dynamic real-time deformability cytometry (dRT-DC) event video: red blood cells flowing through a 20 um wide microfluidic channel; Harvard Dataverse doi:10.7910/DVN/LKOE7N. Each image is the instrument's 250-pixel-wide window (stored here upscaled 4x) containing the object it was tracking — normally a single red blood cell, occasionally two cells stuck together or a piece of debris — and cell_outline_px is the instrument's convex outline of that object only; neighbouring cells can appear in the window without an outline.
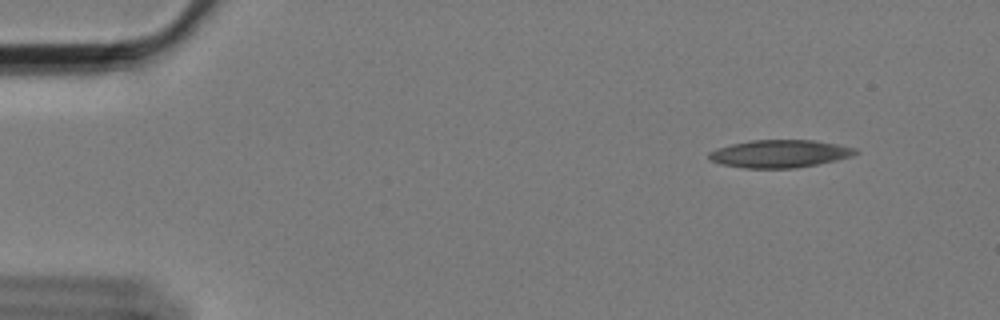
{"species": "Egyptian fruit bat (a non-hibernating species)", "species_latin": "Rousettus aegyptiacus", "temperature_condition": "cold", "stored_images_in_passage": 56, "camera_frame_rate_fps": 3000, "um_per_image_px": 0.085, "animal": {"sex": "female"}, "frame": {"image": 1, "passage_image": 4, "time_ms": 1.0, "image_size_px": [1000, 320], "cell_outline_px": [[860, 152], [852, 156], [836, 160], [796, 168], [744, 168], [720, 164], [708, 160], [708, 152], [716, 148], [732, 144], [752, 140], [812, 140], [836, 144], [856, 148]], "centroid_in_image_um": [66.24, 13.07], "position_along_channel_um": 18.8, "area_um2": 23.7}}
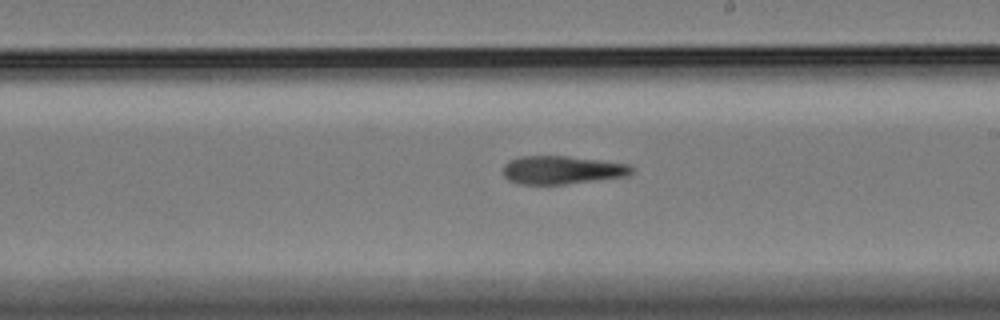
{"frame": {"image": 2, "passage_image": 32, "time_ms": 10.333, "image_size_px": [1000, 320], "cell_outline_px": [[636, 172], [628, 176], [564, 184], [520, 184], [508, 180], [504, 176], [504, 164], [520, 156], [564, 156], [600, 160], [628, 164], [636, 168]], "centroid_in_image_um": [47.83, 14.45], "position_along_channel_um": 241.2, "area_um2": 21.15}}
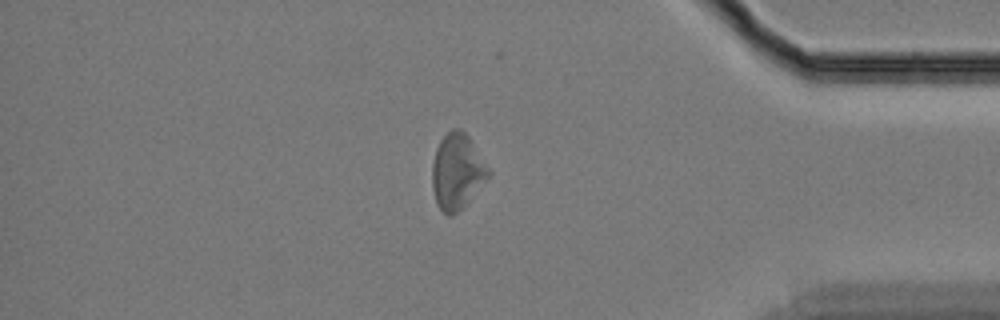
{"frame": {"image": 3, "passage_image": 48, "time_ms": 15.667, "image_size_px": [1000, 320], "cell_outline_px": [[492, 172], [468, 200], [452, 216], [448, 216], [436, 204], [432, 188], [432, 164], [436, 148], [440, 140], [452, 128], [460, 128], [468, 136]], "centroid_in_image_um": [38.83, 14.55], "position_along_channel_um": 396.4, "area_um2": 24.39}}